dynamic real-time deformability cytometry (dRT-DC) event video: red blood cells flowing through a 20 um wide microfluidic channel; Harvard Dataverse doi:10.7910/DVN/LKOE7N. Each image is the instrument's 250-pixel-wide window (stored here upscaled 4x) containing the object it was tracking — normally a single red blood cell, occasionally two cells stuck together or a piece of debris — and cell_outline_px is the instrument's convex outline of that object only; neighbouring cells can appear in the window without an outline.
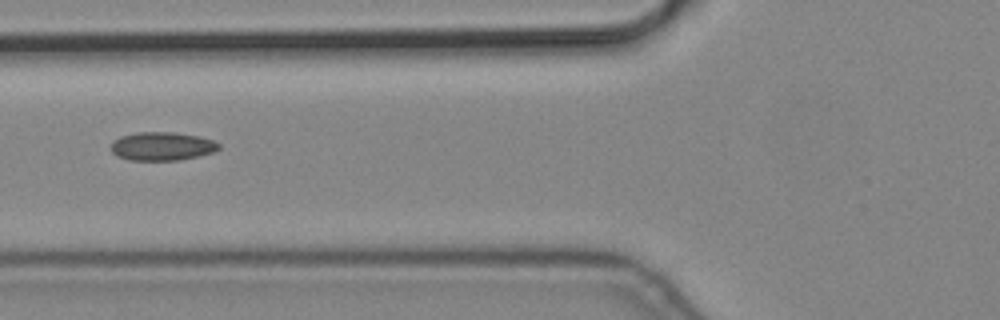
{"species": "common noctule bat (a hibernating species)", "species_latin": "Nyctalus noctula", "temperature_condition": "cold", "stored_images_in_passage": 6, "camera_frame_rate_fps": 3000, "um_per_image_px": 0.085, "animal": {"sex": "male", "body_mass_g": 19.2, "forearm_length_mm": 51.8}, "frame": {"image": 1, "passage_image": 5, "time_ms": 1.333, "image_size_px": [1000, 320], "cell_outline_px": [[220, 148], [212, 152], [196, 156], [176, 160], [128, 160], [116, 156], [112, 152], [112, 140], [120, 136], [136, 132], [176, 132], [200, 136], [212, 140], [220, 144]], "centroid_in_image_um": [13.74, 12.42], "position_along_channel_um": 112.1, "area_um2": 17.92}}
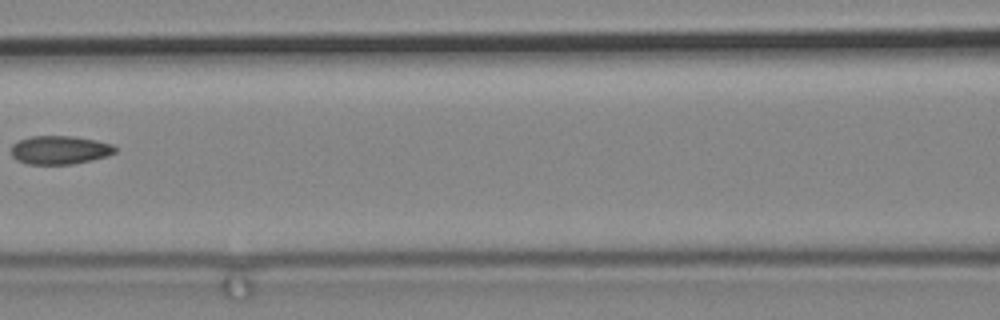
{"frame": {"image": 2, "passage_image": 6, "time_ms": 1.667, "image_size_px": [1000, 320], "cell_outline_px": [[116, 152], [108, 156], [92, 160], [72, 164], [28, 164], [16, 160], [12, 156], [12, 144], [20, 140], [32, 136], [72, 136], [96, 140], [112, 144], [116, 148]], "centroid_in_image_um": [5.09, 12.75], "position_along_channel_um": 161.5, "area_um2": 17.28}}